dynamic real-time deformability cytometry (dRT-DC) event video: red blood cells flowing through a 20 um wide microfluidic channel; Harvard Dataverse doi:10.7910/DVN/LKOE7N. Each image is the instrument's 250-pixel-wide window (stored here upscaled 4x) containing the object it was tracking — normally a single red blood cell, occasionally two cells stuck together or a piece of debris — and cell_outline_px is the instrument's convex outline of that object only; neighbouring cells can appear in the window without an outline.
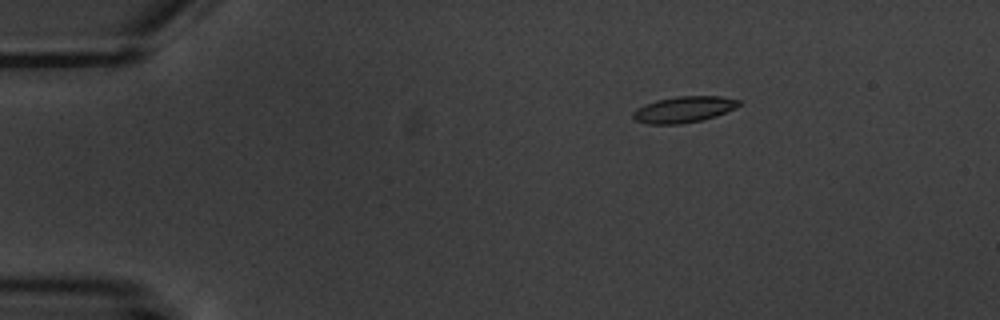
{"species": "common noctule bat (a hibernating species)", "species_latin": "Nyctalus noctula", "temperature_condition": "warm", "stored_images_in_passage": 4, "camera_frame_rate_fps": 3000, "um_per_image_px": 0.085, "animal": {"sex": "male", "body_mass_g": 20.1, "forearm_length_mm": 53.5}, "frame": {"image": 1, "passage_image": 1, "time_ms": 0.0, "image_size_px": [1000, 320], "cell_outline_px": [[740, 104], [716, 116], [700, 120], [680, 124], [648, 124], [636, 120], [632, 116], [632, 112], [636, 108], [644, 104], [656, 100], [676, 96], [720, 96], [740, 100]], "centroid_in_image_um": [58.06, 9.3], "position_along_channel_um": 26.9, "area_um2": 16.01}}
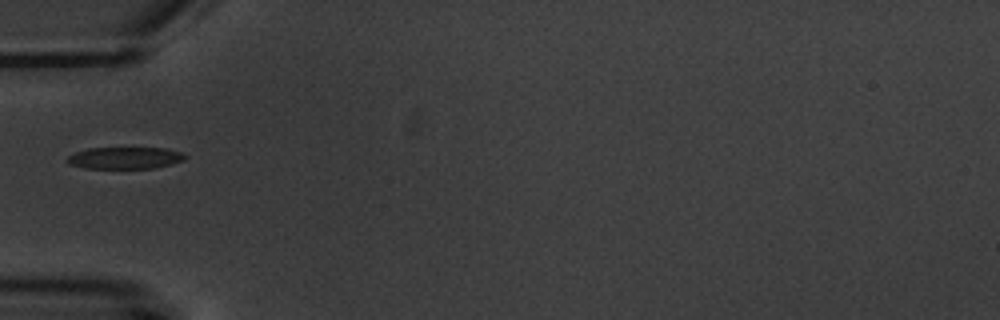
{"frame": {"image": 2, "passage_image": 4, "time_ms": 3.333, "image_size_px": [1000, 320], "cell_outline_px": [[188, 156], [184, 160], [172, 164], [156, 168], [84, 168], [68, 164], [64, 160], [68, 156], [76, 152], [88, 148], [164, 148], [180, 152]], "centroid_in_image_um": [10.6, 13.43], "position_along_channel_um": 74.4, "area_um2": 15.09}}